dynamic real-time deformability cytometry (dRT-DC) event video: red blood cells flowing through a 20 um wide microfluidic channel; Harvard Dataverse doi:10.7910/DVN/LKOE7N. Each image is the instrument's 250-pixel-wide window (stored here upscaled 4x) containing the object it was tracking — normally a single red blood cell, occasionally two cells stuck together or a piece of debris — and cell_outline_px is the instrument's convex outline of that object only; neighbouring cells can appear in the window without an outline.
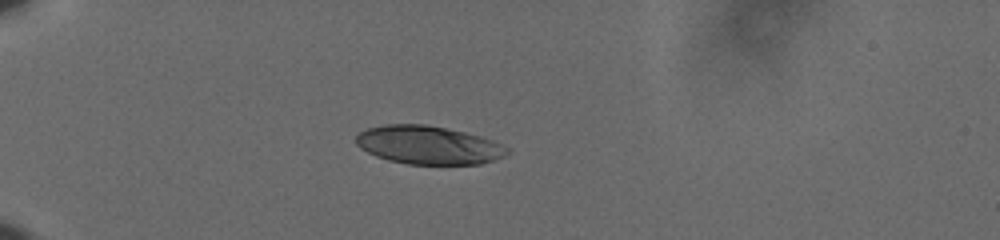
{"species": "human", "species_latin": "Homo sapiens", "temperature_condition": "cold", "stored_images_in_passage": 42, "camera_frame_rate_fps": 3000, "um_per_image_px": 0.085, "donor": {"sex": "male"}, "frame": {"image": 1, "passage_image": 1, "time_ms": 0.0, "image_size_px": [1000, 240], "cell_outline_px": [[508, 152], [504, 156], [480, 164], [408, 164], [388, 160], [376, 156], [360, 148], [356, 144], [356, 136], [360, 132], [368, 128], [384, 124], [424, 124], [464, 132], [480, 136], [492, 140], [508, 148]], "centroid_in_image_um": [36.38, 12.33], "position_along_channel_um": 48.6, "area_um2": 33.52}}
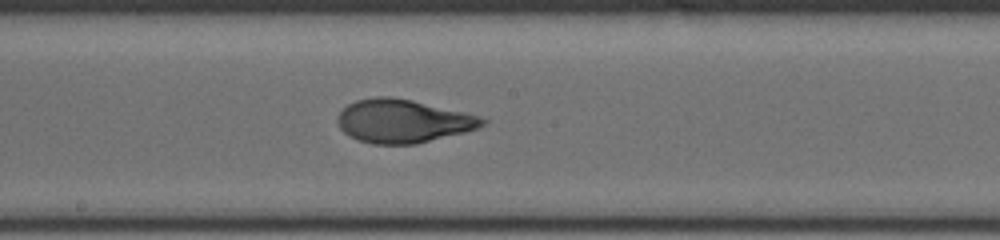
{"frame": {"image": 2, "passage_image": 18, "time_ms": 5.667, "image_size_px": [1000, 240], "cell_outline_px": [[488, 120], [480, 128], [416, 144], [372, 144], [356, 140], [348, 136], [340, 128], [336, 120], [336, 116], [348, 104], [356, 100], [376, 96], [388, 96], [412, 100], [464, 112], [480, 116]], "centroid_in_image_um": [34.22, 10.29], "position_along_channel_um": 214.0, "area_um2": 36.7}}
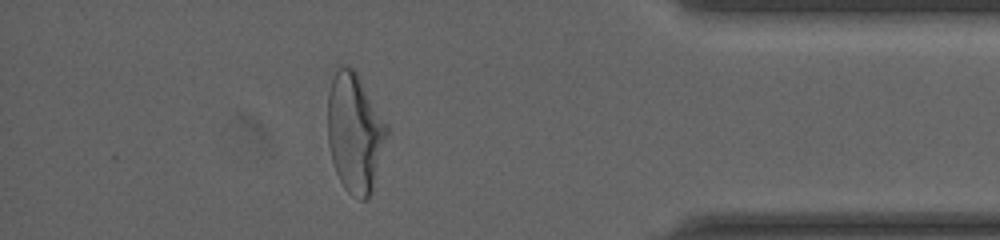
{"frame": {"image": 3, "passage_image": 36, "time_ms": 11.667, "image_size_px": [1000, 240], "cell_outline_px": [[388, 132], [372, 192], [368, 200], [360, 200], [348, 192], [344, 188], [336, 172], [332, 160], [328, 144], [328, 92], [336, 68], [340, 64], [348, 64], [356, 72], [388, 124]], "centroid_in_image_um": [30.16, 11.27], "position_along_channel_um": 405.0, "area_um2": 41.21}, "authors_computed_cell_mechanics": {"area_um2": 36.5585, "velocity_mm_per_s": 3.6134, "shape_relaxation_time_tau1_ms": 4.1719, "shape_relaxation_time_tau2_ms": 0.6316, "deformation_change_tau1": 0.1834, "deformation_change_tau2": 0.059}}